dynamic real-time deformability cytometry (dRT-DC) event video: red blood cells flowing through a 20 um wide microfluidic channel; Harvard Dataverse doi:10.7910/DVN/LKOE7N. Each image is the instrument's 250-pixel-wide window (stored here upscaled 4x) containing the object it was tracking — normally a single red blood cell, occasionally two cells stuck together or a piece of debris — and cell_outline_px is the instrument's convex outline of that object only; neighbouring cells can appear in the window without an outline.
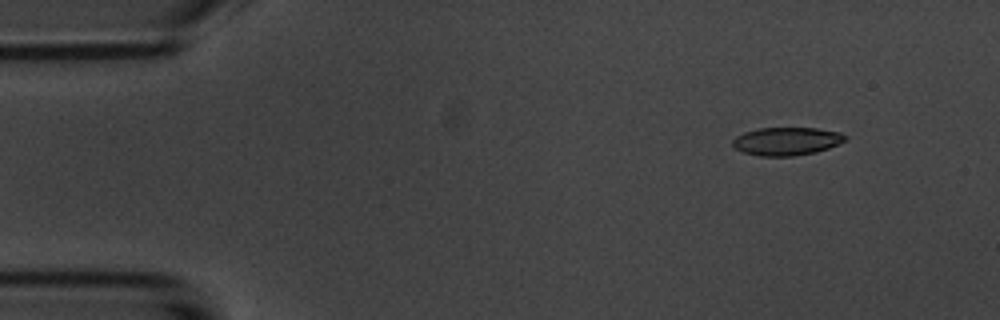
{"species": "common noctule bat (a hibernating species)", "species_latin": "Nyctalus noctula", "temperature_condition": "room temperature", "stored_images_in_passage": 5, "camera_frame_rate_fps": 3000, "um_per_image_px": 0.085, "animal": {"sex": "male", "body_mass_g": 20.1, "forearm_length_mm": 53.5}, "frame": {"image": 1, "passage_image": 2, "time_ms": 1.0, "image_size_px": [1000, 320], "cell_outline_px": [[848, 140], [840, 144], [816, 152], [792, 156], [760, 156], [744, 152], [736, 148], [732, 144], [732, 140], [736, 136], [744, 132], [760, 128], [816, 128], [840, 132], [848, 136]], "centroid_in_image_um": [66.91, 12.0], "position_along_channel_um": 18.1, "area_um2": 18.5}}